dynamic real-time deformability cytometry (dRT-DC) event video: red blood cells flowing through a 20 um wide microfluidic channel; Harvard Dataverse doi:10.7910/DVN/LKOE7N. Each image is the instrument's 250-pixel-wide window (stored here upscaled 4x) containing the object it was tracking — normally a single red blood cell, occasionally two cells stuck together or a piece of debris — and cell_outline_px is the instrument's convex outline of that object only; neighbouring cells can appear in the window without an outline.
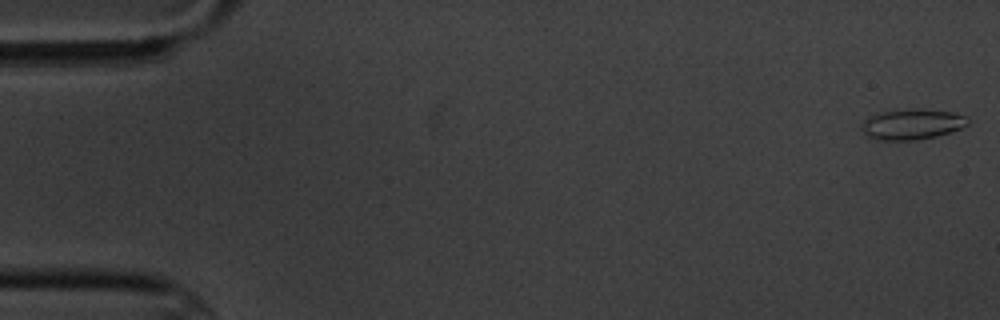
{"species": "common noctule bat (a hibernating species)", "species_latin": "Nyctalus noctula", "temperature_condition": "cold", "stored_images_in_passage": 8, "camera_frame_rate_fps": 3000, "um_per_image_px": 0.085, "animal": {"sex": "male", "body_mass_g": 20.1, "forearm_length_mm": 53.5}, "frame": {"image": 1, "passage_image": 1, "time_ms": 0.0, "image_size_px": [1000, 320], "cell_outline_px": [[968, 124], [960, 128], [936, 136], [916, 140], [876, 140], [868, 136], [860, 128], [864, 120], [876, 112], [912, 108], [916, 108], [952, 112], [964, 116], [968, 120]], "centroid_in_image_um": [77.47, 10.55], "position_along_channel_um": 7.5, "area_um2": 18.9}}
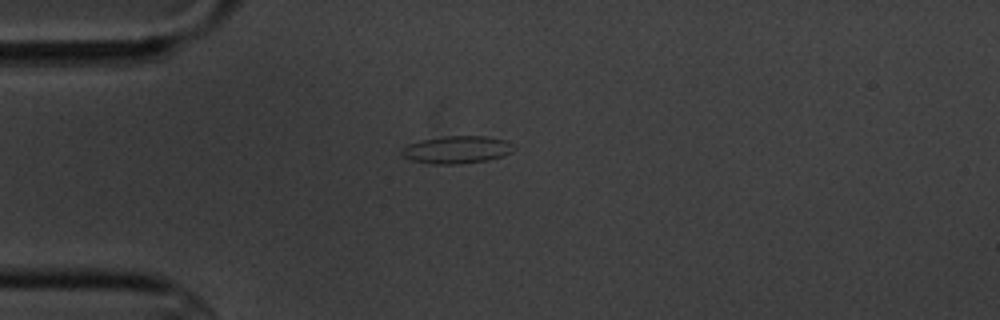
{"frame": {"image": 2, "passage_image": 5, "time_ms": 4.667, "image_size_px": [1000, 320], "cell_outline_px": [[516, 148], [512, 152], [488, 160], [460, 164], [436, 164], [412, 160], [404, 156], [400, 152], [400, 148], [408, 144], [420, 140], [444, 136], [484, 136], [508, 140], [516, 144]], "centroid_in_image_um": [38.87, 12.71], "position_along_channel_um": 46.1, "area_um2": 18.15}}
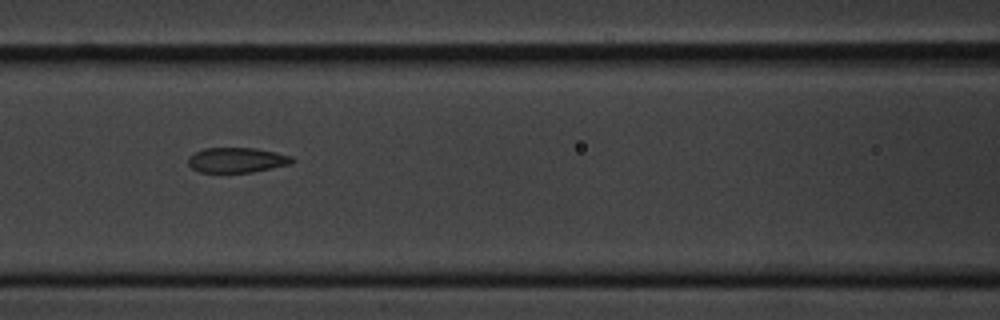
{"frame": {"image": 3, "passage_image": 8, "time_ms": 8.0, "image_size_px": [1000, 320], "cell_outline_px": [[296, 160], [292, 164], [252, 172], [200, 172], [192, 168], [188, 164], [188, 156], [204, 148], [256, 148], [276, 152], [292, 156]], "centroid_in_image_um": [20.16, 13.6], "position_along_channel_um": 146.4, "area_um2": 15.26}}